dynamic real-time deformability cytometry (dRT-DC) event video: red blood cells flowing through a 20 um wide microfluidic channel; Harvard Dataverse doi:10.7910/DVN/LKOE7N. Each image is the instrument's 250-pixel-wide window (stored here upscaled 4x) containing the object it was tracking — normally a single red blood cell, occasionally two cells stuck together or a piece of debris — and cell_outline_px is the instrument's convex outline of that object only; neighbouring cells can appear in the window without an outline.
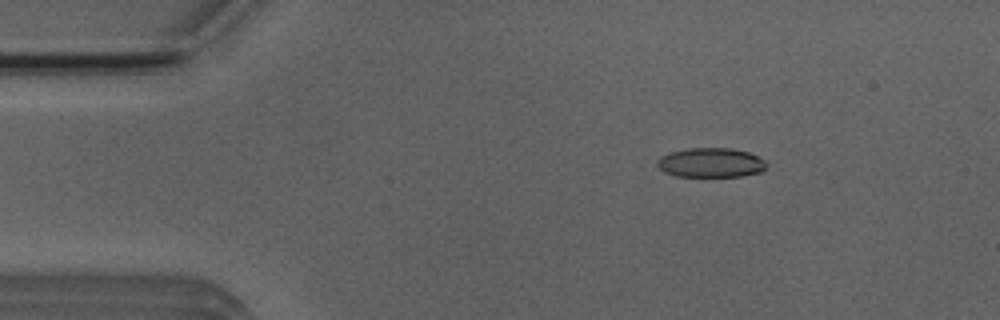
{"species": "Egyptian fruit bat (a non-hibernating species)", "species_latin": "Rousettus aegyptiacus", "temperature_condition": "room temperature", "stored_images_in_passage": 4, "camera_frame_rate_fps": 3000, "um_per_image_px": 0.085, "animal": {"sex": "male"}, "frame": {"image": 1, "passage_image": 3, "time_ms": 2.333, "image_size_px": [1000, 320], "cell_outline_px": [[768, 164], [760, 172], [740, 176], [676, 176], [664, 172], [656, 164], [656, 160], [660, 156], [668, 152], [688, 148], [732, 148], [748, 152], [764, 160]], "centroid_in_image_um": [60.38, 13.81], "position_along_channel_um": 24.6, "area_um2": 18.79}}